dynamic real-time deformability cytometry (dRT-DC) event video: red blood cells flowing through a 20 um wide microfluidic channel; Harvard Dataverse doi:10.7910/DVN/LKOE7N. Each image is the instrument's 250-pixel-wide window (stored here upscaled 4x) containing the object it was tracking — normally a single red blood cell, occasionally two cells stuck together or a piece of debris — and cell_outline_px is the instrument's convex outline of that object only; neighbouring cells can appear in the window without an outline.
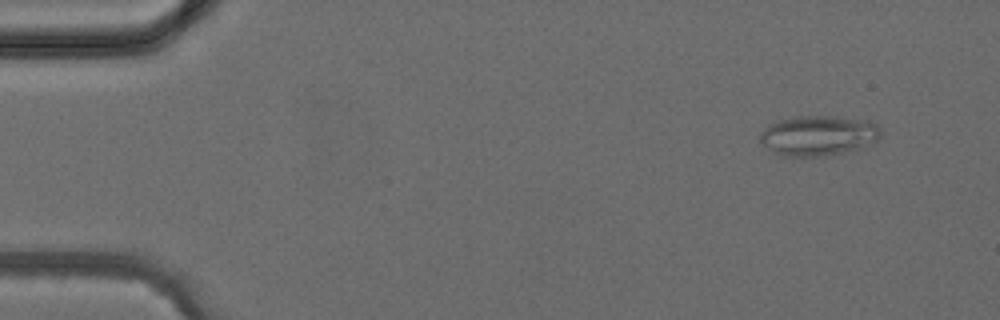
{"species": "common noctule bat (a hibernating species)", "species_latin": "Nyctalus noctula", "temperature_condition": "cold", "stored_images_in_passage": 3, "camera_frame_rate_fps": 3000, "um_per_image_px": 0.085, "animal": {"sex": "female", "body_mass_g": 24.6, "forearm_length_mm": 56.2}, "frame": {"image": 1, "passage_image": 1, "time_ms": 0.0, "image_size_px": [1000, 320], "cell_outline_px": [[880, 136], [876, 140], [864, 148], [844, 152], [820, 156], [780, 156], [772, 152], [760, 140], [760, 132], [768, 124], [776, 120], [796, 116], [836, 116], [868, 120], [876, 124], [880, 128]], "centroid_in_image_um": [69.55, 11.51], "position_along_channel_um": 15.5, "area_um2": 28.5}}